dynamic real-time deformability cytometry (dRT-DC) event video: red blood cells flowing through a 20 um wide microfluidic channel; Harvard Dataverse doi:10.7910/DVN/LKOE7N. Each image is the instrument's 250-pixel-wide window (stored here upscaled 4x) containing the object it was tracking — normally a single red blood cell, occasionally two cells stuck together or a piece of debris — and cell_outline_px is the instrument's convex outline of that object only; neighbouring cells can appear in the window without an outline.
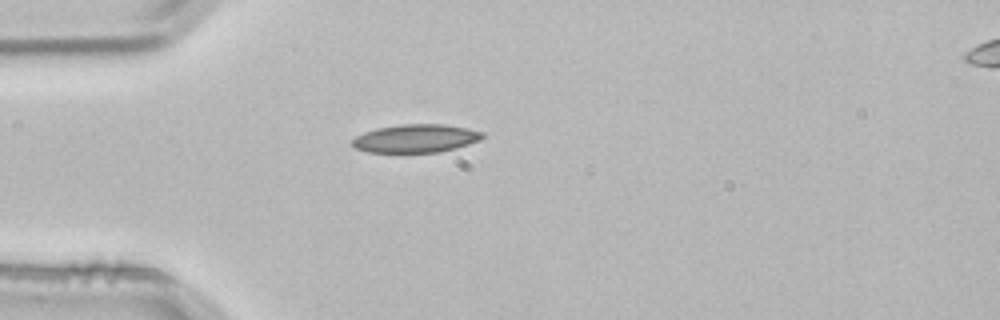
{"species": "common noctule bat (a hibernating species)", "species_latin": "Nyctalus noctula", "temperature_condition": "room temperature", "stored_images_in_passage": 2, "segment_of_instrument_passage": [1, 2], "camera_frame_rate_fps": 3000, "um_per_image_px": 0.085, "animal": {"sex": "male", "body_mass_g": 21.5, "forearm_length_mm": 52.0}, "frame": {"image": 1, "passage_image": 1, "time_ms": 0.0, "image_size_px": [1000, 320], "cell_outline_px": [[484, 136], [480, 140], [468, 144], [436, 152], [368, 152], [356, 148], [352, 144], [352, 140], [356, 136], [364, 132], [376, 128], [400, 124], [444, 124], [468, 128], [484, 132]], "centroid_in_image_um": [35.34, 11.75], "position_along_channel_um": 49.7, "area_um2": 21.27}}